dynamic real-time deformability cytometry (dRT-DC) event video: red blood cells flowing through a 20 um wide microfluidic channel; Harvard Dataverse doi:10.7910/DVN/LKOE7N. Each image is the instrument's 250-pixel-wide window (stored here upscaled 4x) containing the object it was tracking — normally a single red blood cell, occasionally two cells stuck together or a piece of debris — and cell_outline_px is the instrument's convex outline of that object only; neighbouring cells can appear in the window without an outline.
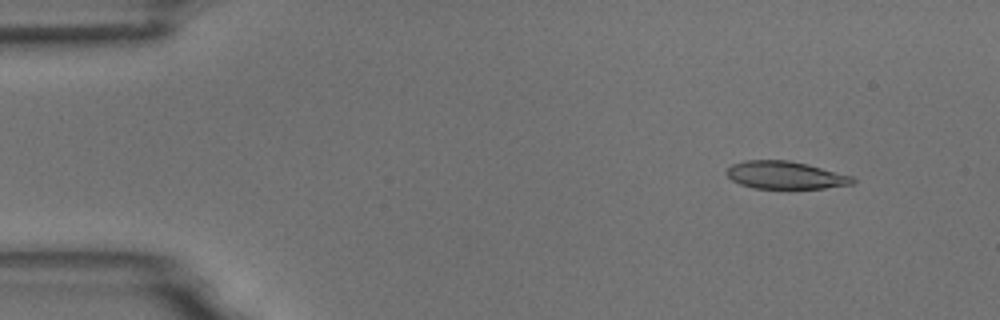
{"species": "common noctule bat (a hibernating species)", "species_latin": "Nyctalus noctula", "temperature_condition": "room temperature", "stored_images_in_passage": 5, "camera_frame_rate_fps": 3000, "um_per_image_px": 0.085, "animal": {"sex": "male", "body_mass_g": 18.8}, "frame": {"image": 1, "passage_image": 2, "time_ms": 1.333, "image_size_px": [1000, 320], "cell_outline_px": [[856, 180], [852, 184], [824, 188], [752, 188], [740, 184], [732, 180], [728, 176], [728, 168], [732, 164], [748, 160], [788, 160], [808, 164], [852, 176]], "centroid_in_image_um": [66.76, 14.88], "position_along_channel_um": 18.2, "area_um2": 20.11}}
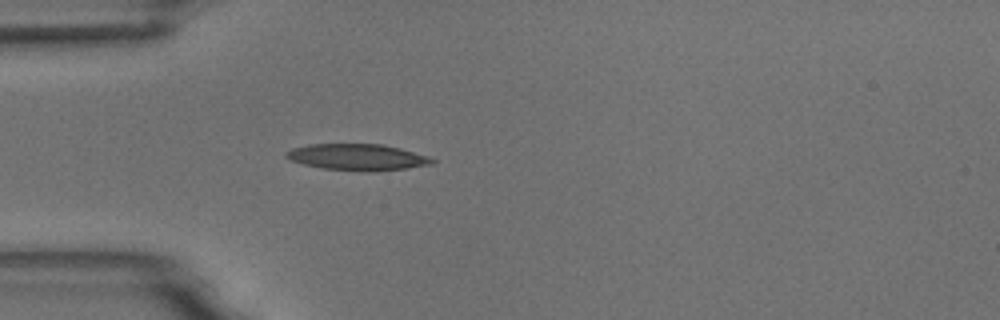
{"frame": {"image": 2, "passage_image": 5, "time_ms": 4.667, "image_size_px": [1000, 320], "cell_outline_px": [[436, 160], [432, 164], [408, 168], [372, 172], [368, 172], [324, 168], [304, 164], [292, 160], [284, 156], [284, 152], [292, 148], [308, 144], [384, 144], [400, 148], [428, 156]], "centroid_in_image_um": [30.39, 13.35], "position_along_channel_um": 54.6, "area_um2": 22.48}}